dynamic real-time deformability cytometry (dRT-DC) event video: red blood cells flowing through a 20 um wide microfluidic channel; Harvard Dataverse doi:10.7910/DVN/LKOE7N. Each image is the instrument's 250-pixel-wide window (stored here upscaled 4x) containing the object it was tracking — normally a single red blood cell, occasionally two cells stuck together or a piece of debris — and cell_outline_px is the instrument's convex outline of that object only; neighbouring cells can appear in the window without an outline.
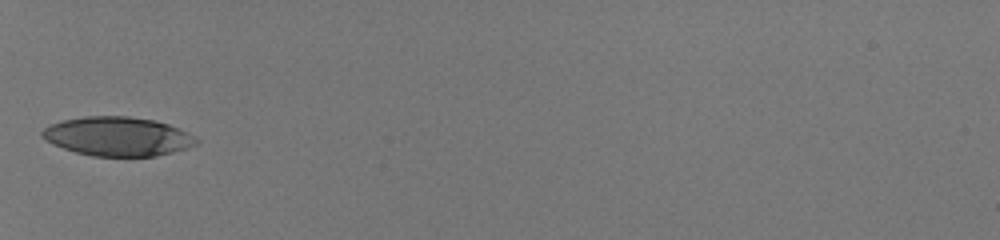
{"species": "human", "species_latin": "Homo sapiens", "temperature_condition": "room temperature", "stored_images_in_passage": 21, "camera_frame_rate_fps": 3000, "um_per_image_px": 0.085, "donor": {"sex": "male"}, "frame": {"image": 1, "passage_image": 1, "time_ms": 0.0, "image_size_px": [1000, 240], "cell_outline_px": [[200, 140], [196, 144], [188, 148], [156, 156], [92, 156], [76, 152], [52, 144], [40, 136], [40, 132], [44, 128], [60, 120], [84, 116], [128, 116], [156, 120], [180, 128], [196, 136]], "centroid_in_image_um": [10.02, 11.59], "position_along_channel_um": 75.0, "area_um2": 35.37}}
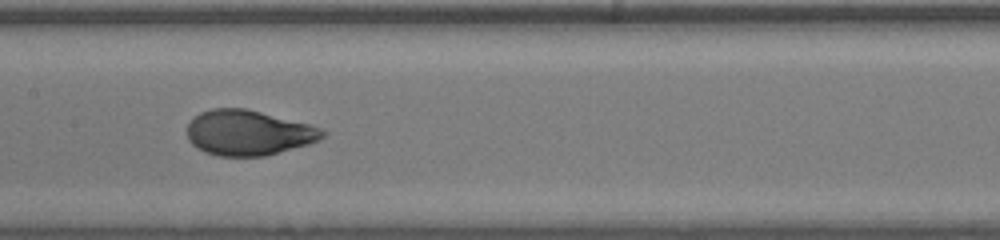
{"frame": {"image": 2, "passage_image": 10, "time_ms": 3.0, "image_size_px": [1000, 240], "cell_outline_px": [[328, 132], [320, 140], [308, 144], [264, 156], [220, 156], [204, 152], [196, 148], [188, 140], [188, 124], [200, 112], [212, 108], [244, 108], [312, 124]], "centroid_in_image_um": [21.13, 11.28], "position_along_channel_um": 186.3, "area_um2": 35.72}}
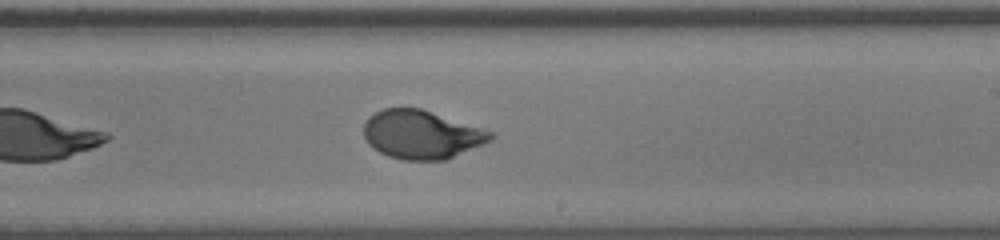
{"frame": {"image": 3, "passage_image": 15, "time_ms": 4.667, "image_size_px": [1000, 240], "cell_outline_px": [[496, 136], [492, 140], [484, 144], [448, 160], [404, 160], [388, 156], [372, 148], [368, 144], [364, 136], [364, 124], [368, 116], [384, 108], [420, 108], [492, 132]], "centroid_in_image_um": [35.82, 11.45], "position_along_channel_um": 253.2, "area_um2": 35.89}}